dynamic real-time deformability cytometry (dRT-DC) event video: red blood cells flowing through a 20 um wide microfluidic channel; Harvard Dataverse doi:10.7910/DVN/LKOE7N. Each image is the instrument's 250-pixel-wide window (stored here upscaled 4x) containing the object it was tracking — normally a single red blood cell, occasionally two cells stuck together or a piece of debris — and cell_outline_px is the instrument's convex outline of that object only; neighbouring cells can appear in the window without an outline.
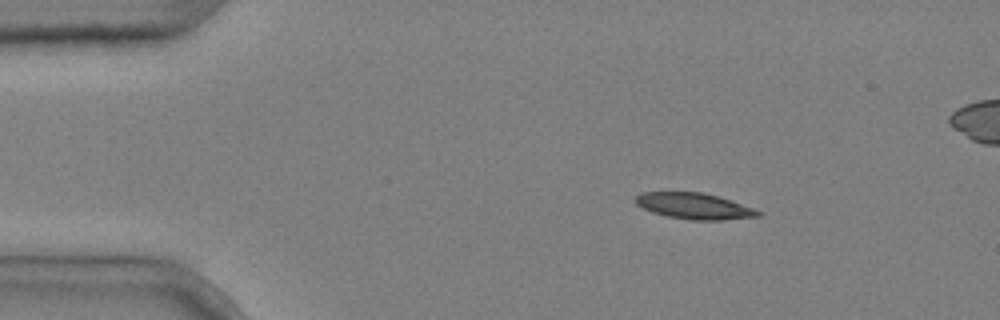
{"species": "common noctule bat (a hibernating species)", "species_latin": "Nyctalus noctula", "temperature_condition": "cold", "stored_images_in_passage": 4, "camera_frame_rate_fps": 3000, "um_per_image_px": 0.085, "animal": {"sex": "male", "body_mass_g": 20.4}, "frame": {"image": 1, "passage_image": 2, "time_ms": 0.333, "image_size_px": [1000, 320], "cell_outline_px": [[760, 216], [724, 220], [692, 220], [668, 216], [652, 212], [636, 204], [636, 196], [640, 192], [704, 192], [720, 196], [752, 208], [760, 212]], "centroid_in_image_um": [59.0, 17.51], "position_along_channel_um": 26.0, "area_um2": 18.5}}